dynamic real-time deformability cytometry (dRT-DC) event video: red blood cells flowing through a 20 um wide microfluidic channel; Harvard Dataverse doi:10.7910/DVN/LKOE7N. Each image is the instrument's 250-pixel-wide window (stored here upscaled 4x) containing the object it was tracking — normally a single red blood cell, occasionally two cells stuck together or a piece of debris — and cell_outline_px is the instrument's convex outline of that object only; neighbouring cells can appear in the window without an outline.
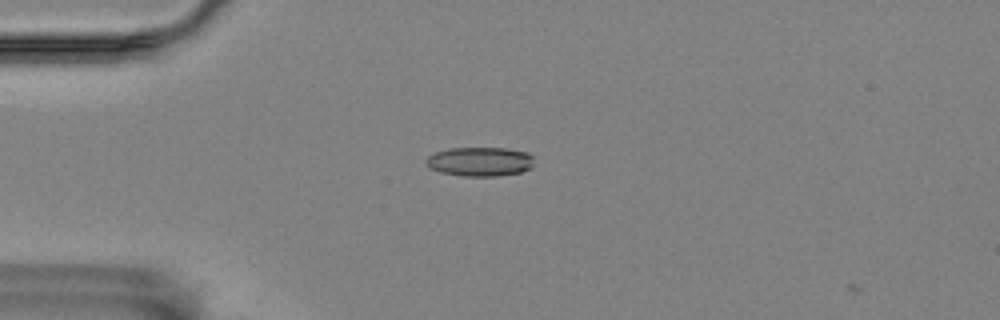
{"species": "Egyptian fruit bat (a non-hibernating species)", "species_latin": "Rousettus aegyptiacus", "temperature_condition": "room temperature", "stored_images_in_passage": 4, "camera_frame_rate_fps": 3000, "um_per_image_px": 0.085, "animal": {"sex": "female"}, "frame": {"image": 1, "passage_image": 2, "time_ms": 0.333, "image_size_px": [1000, 320], "cell_outline_px": [[532, 168], [520, 172], [500, 176], [464, 176], [440, 172], [428, 168], [424, 164], [424, 160], [428, 156], [436, 152], [448, 148], [504, 148], [528, 152], [532, 156]], "centroid_in_image_um": [40.76, 13.74], "position_along_channel_um": 44.2, "area_um2": 18.55}}